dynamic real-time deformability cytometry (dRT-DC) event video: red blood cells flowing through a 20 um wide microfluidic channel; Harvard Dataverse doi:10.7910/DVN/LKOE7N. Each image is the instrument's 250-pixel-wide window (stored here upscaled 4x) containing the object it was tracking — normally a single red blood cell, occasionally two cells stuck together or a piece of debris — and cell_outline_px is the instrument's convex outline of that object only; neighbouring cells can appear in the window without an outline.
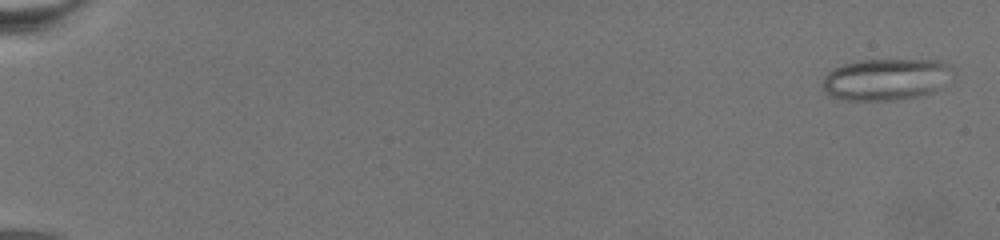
{"species": "common noctule bat (a hibernating species)", "species_latin": "Nyctalus noctula", "temperature_condition": "warm", "stored_images_in_passage": 73, "camera_frame_rate_fps": 3000, "um_per_image_px": 0.085, "animal": {"sex": "female", "body_mass_g": 19.5, "forearm_length_mm": 54.1}, "frame": {"image": 1, "passage_image": 3, "time_ms": 0.667, "image_size_px": [1000, 240], "cell_outline_px": [[952, 68], [940, 88], [936, 92], [920, 96], [896, 100], [840, 100], [832, 96], [824, 88], [824, 76], [828, 72], [844, 64], [860, 60], [940, 60], [948, 64]], "centroid_in_image_um": [75.31, 6.75], "position_along_channel_um": 9.7, "area_um2": 31.33}}
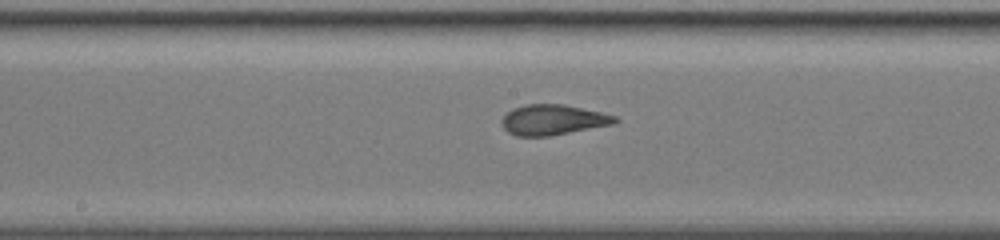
{"frame": {"image": 2, "passage_image": 42, "time_ms": 13.667, "image_size_px": [1000, 240], "cell_outline_px": [[620, 120], [612, 124], [548, 136], [516, 136], [508, 132], [504, 128], [500, 120], [512, 108], [528, 104], [564, 104], [600, 112], [616, 116]], "centroid_in_image_um": [46.97, 10.18], "position_along_channel_um": 201.2, "area_um2": 19.83}}
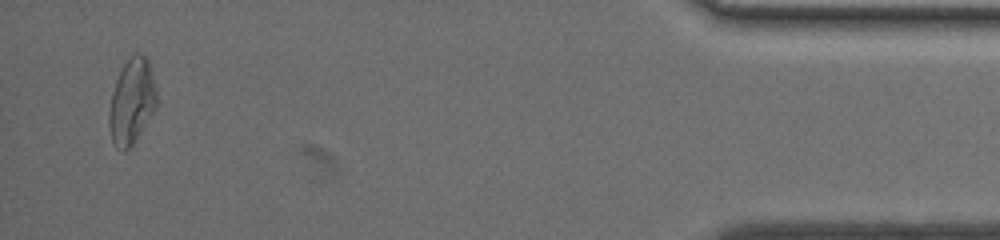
{"frame": {"image": 3, "passage_image": 71, "time_ms": 23.333, "image_size_px": [1000, 240], "cell_outline_px": [[156, 108], [136, 140], [124, 152], [120, 152], [112, 144], [108, 124], [108, 112], [112, 92], [116, 80], [124, 64], [136, 52], [140, 52], [148, 60], [156, 88]], "centroid_in_image_um": [11.18, 8.67], "position_along_channel_um": 424.0, "area_um2": 23.76}}